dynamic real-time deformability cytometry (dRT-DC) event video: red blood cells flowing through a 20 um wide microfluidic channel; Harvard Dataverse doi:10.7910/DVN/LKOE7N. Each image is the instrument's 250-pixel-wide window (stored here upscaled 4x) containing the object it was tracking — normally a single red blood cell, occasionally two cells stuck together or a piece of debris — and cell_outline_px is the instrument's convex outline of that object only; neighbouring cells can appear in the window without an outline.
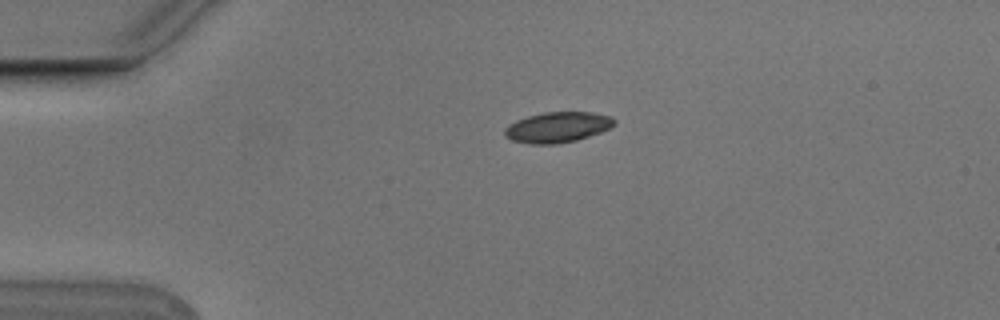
{"species": "Egyptian fruit bat (a non-hibernating species)", "species_latin": "Rousettus aegyptiacus", "temperature_condition": "cold", "stored_images_in_passage": 2, "camera_frame_rate_fps": 3000, "um_per_image_px": 0.085, "animal": {"sex": "male"}, "frame": {"image": 1, "passage_image": 1, "time_ms": 0.0, "image_size_px": [1000, 320], "cell_outline_px": [[616, 124], [600, 132], [576, 140], [552, 144], [532, 144], [512, 140], [504, 136], [504, 128], [508, 124], [516, 120], [528, 116], [544, 112], [592, 112], [612, 116], [616, 120]], "centroid_in_image_um": [47.38, 10.8], "position_along_channel_um": 37.6, "area_um2": 19.48}}